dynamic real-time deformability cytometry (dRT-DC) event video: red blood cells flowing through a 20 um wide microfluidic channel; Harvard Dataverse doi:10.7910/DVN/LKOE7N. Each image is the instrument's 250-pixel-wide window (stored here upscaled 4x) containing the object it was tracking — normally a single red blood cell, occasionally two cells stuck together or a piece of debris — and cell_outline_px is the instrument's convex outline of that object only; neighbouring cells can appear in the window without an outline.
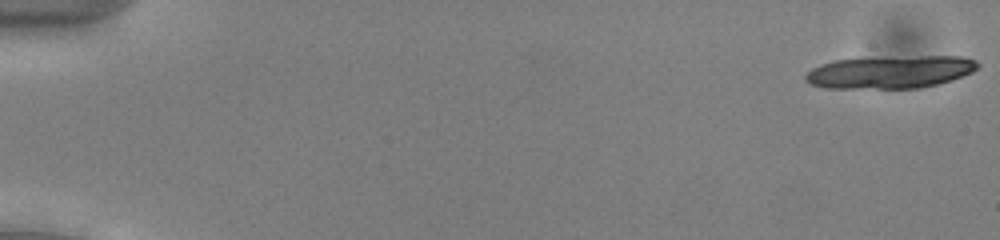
{"species": "common noctule bat (a hibernating species)", "species_latin": "Nyctalus noctula", "temperature_condition": "cold", "stored_images_in_passage": 19, "camera_frame_rate_fps": 3000, "um_per_image_px": 0.085, "animal": {"sex": "male", "body_mass_g": 13.0, "forearm_length_mm": 53.1}, "frame": {"image": 1, "passage_image": 1, "time_ms": 0.0, "image_size_px": [1000, 240], "cell_outline_px": [[980, 64], [972, 72], [952, 80], [940, 84], [920, 88], [824, 88], [808, 84], [804, 80], [804, 76], [812, 68], [820, 64], [832, 60], [924, 56], [960, 56], [976, 60]], "centroid_in_image_um": [75.65, 6.13], "position_along_channel_um": 9.3, "area_um2": 32.83}}